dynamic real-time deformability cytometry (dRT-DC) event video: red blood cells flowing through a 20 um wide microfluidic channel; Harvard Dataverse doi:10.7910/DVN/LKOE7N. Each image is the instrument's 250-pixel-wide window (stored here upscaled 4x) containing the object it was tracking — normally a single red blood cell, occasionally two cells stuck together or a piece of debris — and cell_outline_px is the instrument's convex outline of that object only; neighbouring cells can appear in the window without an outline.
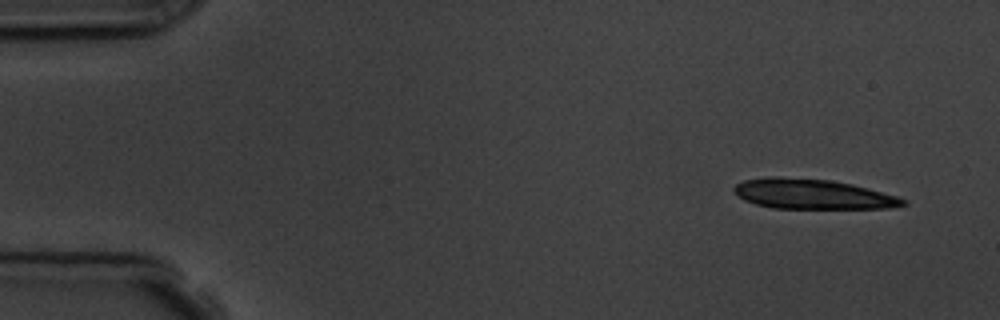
{"species": "common noctule bat (a hibernating species)", "species_latin": "Nyctalus noctula", "temperature_condition": "room temperature", "stored_images_in_passage": 5, "camera_frame_rate_fps": 3000, "um_per_image_px": 0.085, "animal": {"sex": "male", "body_mass_g": 19.5, "forearm_length_mm": 54.6}, "frame": {"image": 1, "passage_image": 1, "time_ms": 0.0, "image_size_px": [1000, 320], "cell_outline_px": [[908, 204], [892, 208], [772, 208], [756, 204], [744, 200], [736, 196], [732, 192], [732, 188], [736, 184], [744, 180], [768, 176], [776, 176], [832, 180], [852, 184], [896, 196], [908, 200]], "centroid_in_image_um": [69.02, 16.49], "position_along_channel_um": 16.0, "area_um2": 29.71}}
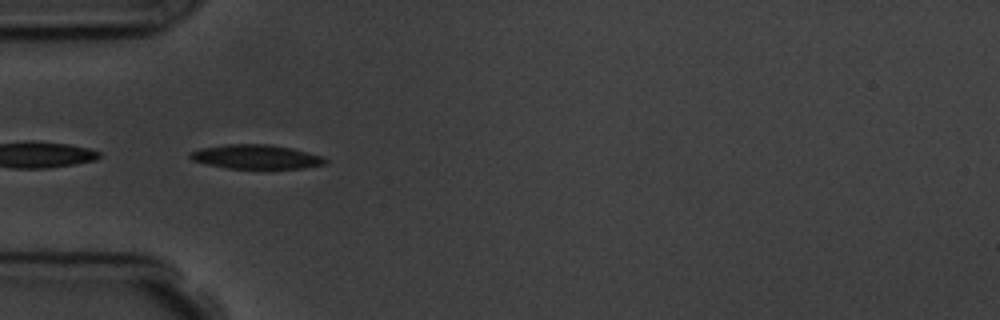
{"frame": {"image": 2, "passage_image": 4, "time_ms": 4.333, "image_size_px": [1000, 320], "cell_outline_px": [[328, 164], [304, 168], [228, 168], [208, 164], [192, 160], [188, 156], [188, 152], [200, 148], [224, 144], [272, 144], [292, 148], [324, 156], [328, 160]], "centroid_in_image_um": [21.8, 13.32], "position_along_channel_um": 63.2, "area_um2": 19.25}}